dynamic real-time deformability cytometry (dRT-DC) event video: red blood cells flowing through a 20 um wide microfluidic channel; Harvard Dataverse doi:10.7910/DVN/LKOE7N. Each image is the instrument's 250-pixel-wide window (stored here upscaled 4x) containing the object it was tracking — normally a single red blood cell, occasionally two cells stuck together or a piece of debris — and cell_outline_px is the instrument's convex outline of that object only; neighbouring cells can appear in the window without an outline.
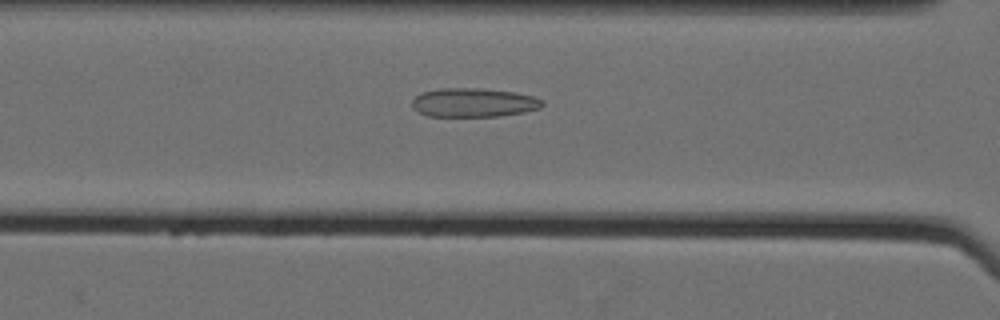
{"species": "Egyptian fruit bat (a non-hibernating species)", "species_latin": "Rousettus aegyptiacus", "temperature_condition": "cold", "stored_images_in_passage": 61, "camera_frame_rate_fps": 3000, "um_per_image_px": 0.085, "animal": {"sex": "female"}, "frame": {"image": 1, "passage_image": 30, "time_ms": 9.667, "image_size_px": [1000, 320], "cell_outline_px": [[544, 104], [540, 108], [524, 112], [500, 116], [428, 116], [416, 112], [412, 108], [412, 100], [416, 96], [424, 92], [440, 88], [480, 88], [516, 92], [532, 96], [544, 100]], "centroid_in_image_um": [40.26, 8.72], "position_along_channel_um": 126.3, "area_um2": 22.08}}
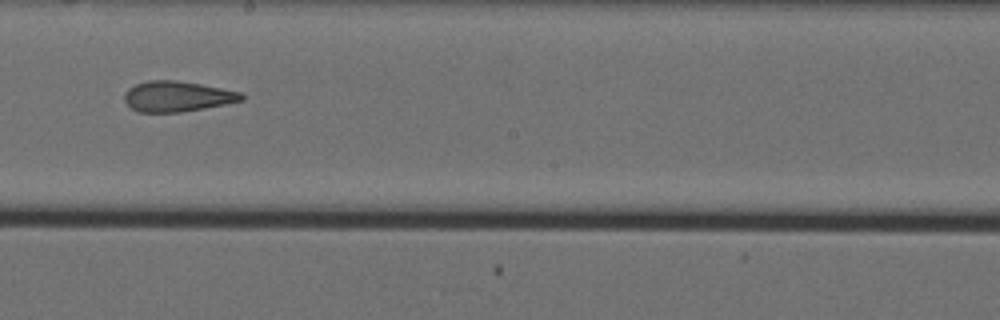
{"frame": {"image": 2, "passage_image": 39, "time_ms": 12.667, "image_size_px": [1000, 320], "cell_outline_px": [[244, 100], [204, 108], [180, 112], [140, 112], [132, 108], [124, 100], [124, 92], [128, 88], [136, 84], [148, 80], [176, 80], [200, 84], [240, 92], [244, 96]], "centroid_in_image_um": [15.03, 8.19], "position_along_channel_um": 233.2, "area_um2": 20.63}}
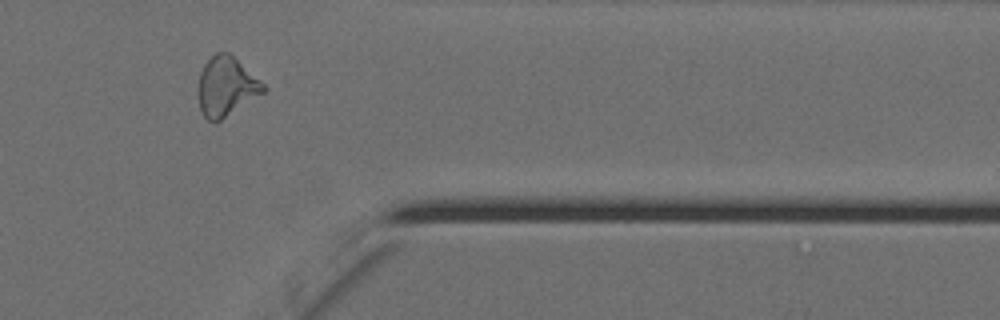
{"frame": {"image": 3, "passage_image": 53, "time_ms": 17.333, "image_size_px": [1000, 320], "cell_outline_px": [[268, 88], [264, 92], [220, 120], [208, 120], [200, 112], [196, 92], [200, 72], [204, 64], [216, 52], [228, 52], [264, 84]], "centroid_in_image_um": [19.18, 7.35], "position_along_channel_um": 392.2, "area_um2": 22.31}, "authors_computed_cell_mechanics": {"area_um2": 22.8888, "velocity_mm_per_s": 3.5494, "shape_relaxation_time_tau1_ms": null, "shape_relaxation_time_tau2_ms": 2.1999, "deformation_change_tau1": null, "deformation_change_tau2": 0.0894}}